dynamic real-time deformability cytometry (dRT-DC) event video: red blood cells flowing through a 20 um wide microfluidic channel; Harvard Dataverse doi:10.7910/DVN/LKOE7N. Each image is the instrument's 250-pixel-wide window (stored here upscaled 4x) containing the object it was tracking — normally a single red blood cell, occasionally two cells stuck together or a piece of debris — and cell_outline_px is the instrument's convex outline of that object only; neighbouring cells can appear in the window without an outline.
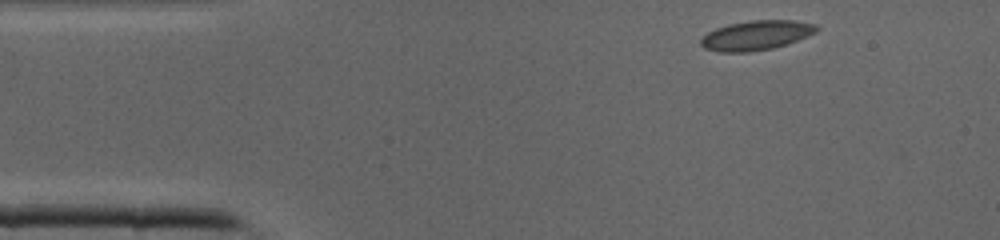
{"species": "common noctule bat (a hibernating species)", "species_latin": "Nyctalus noctula", "temperature_condition": "cold", "stored_images_in_passage": 37, "camera_frame_rate_fps": 3000, "um_per_image_px": 0.085, "animal": {"sex": "male", "body_mass_g": 19.0, "forearm_length_mm": 50.8}, "frame": {"image": 1, "passage_image": 1, "time_ms": 0.0, "image_size_px": [1000, 240], "cell_outline_px": [[820, 28], [816, 32], [796, 40], [772, 48], [748, 52], [720, 52], [704, 48], [700, 44], [700, 40], [708, 32], [716, 28], [728, 24], [752, 20], [792, 20], [816, 24]], "centroid_in_image_um": [64.26, 2.99], "position_along_channel_um": 20.7, "area_um2": 19.77}}
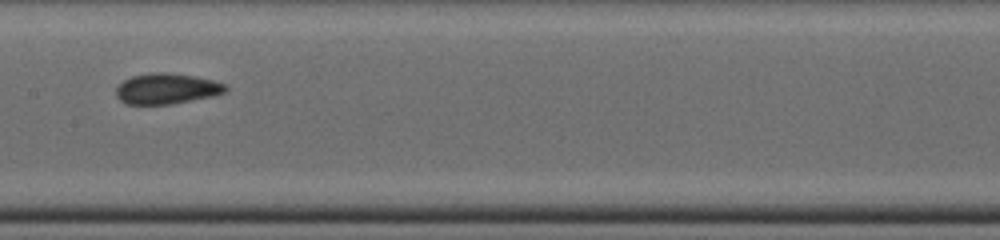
{"frame": {"image": 2, "passage_image": 16, "time_ms": 5.0, "image_size_px": [1000, 240], "cell_outline_px": [[228, 88], [224, 92], [212, 96], [168, 104], [128, 104], [120, 100], [116, 96], [116, 88], [124, 80], [132, 76], [156, 72], [164, 72], [192, 76], [212, 80], [224, 84]], "centroid_in_image_um": [14.13, 7.54], "position_along_channel_um": 193.3, "area_um2": 19.13}}
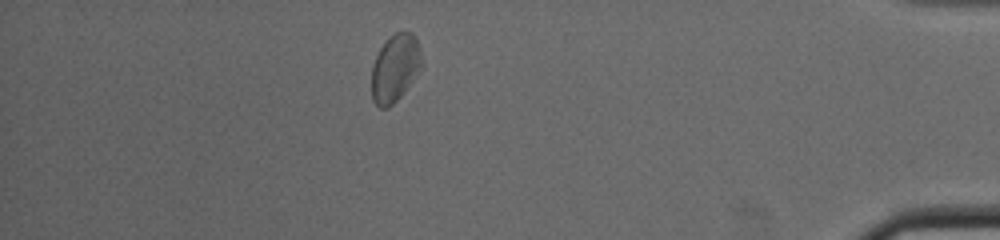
{"frame": {"image": 3, "passage_image": 32, "time_ms": 10.333, "image_size_px": [1000, 240], "cell_outline_px": [[420, 64], [408, 84], [400, 96], [388, 108], [380, 108], [372, 100], [372, 64], [380, 48], [396, 32], [412, 32], [416, 36], [420, 52]], "centroid_in_image_um": [33.53, 5.78], "position_along_channel_um": 401.7, "area_um2": 18.9}}